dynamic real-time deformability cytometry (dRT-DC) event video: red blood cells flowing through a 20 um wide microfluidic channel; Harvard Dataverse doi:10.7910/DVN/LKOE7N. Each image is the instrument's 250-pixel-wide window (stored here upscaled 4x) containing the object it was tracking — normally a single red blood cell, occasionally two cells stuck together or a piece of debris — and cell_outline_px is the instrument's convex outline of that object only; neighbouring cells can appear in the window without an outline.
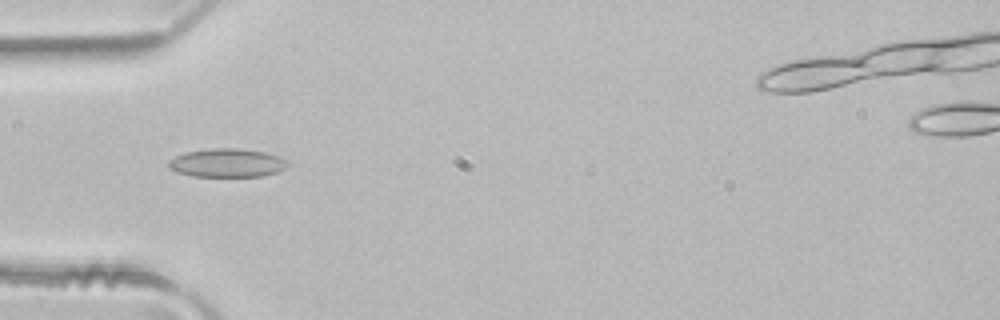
{"species": "common noctule bat (a hibernating species)", "species_latin": "Nyctalus noctula", "temperature_condition": "room temperature", "stored_images_in_passage": 4, "camera_frame_rate_fps": 3000, "um_per_image_px": 0.085, "animal": {"sex": "male", "body_mass_g": 21.5, "forearm_length_mm": 52.0}, "frame": {"image": 1, "passage_image": 4, "time_ms": 1.0, "image_size_px": [1000, 320], "cell_outline_px": [[288, 164], [284, 168], [276, 172], [264, 176], [192, 176], [176, 172], [168, 168], [168, 160], [184, 152], [212, 148], [236, 148], [264, 152], [288, 160]], "centroid_in_image_um": [19.26, 13.84], "position_along_channel_um": 65.7, "area_um2": 19.77}}